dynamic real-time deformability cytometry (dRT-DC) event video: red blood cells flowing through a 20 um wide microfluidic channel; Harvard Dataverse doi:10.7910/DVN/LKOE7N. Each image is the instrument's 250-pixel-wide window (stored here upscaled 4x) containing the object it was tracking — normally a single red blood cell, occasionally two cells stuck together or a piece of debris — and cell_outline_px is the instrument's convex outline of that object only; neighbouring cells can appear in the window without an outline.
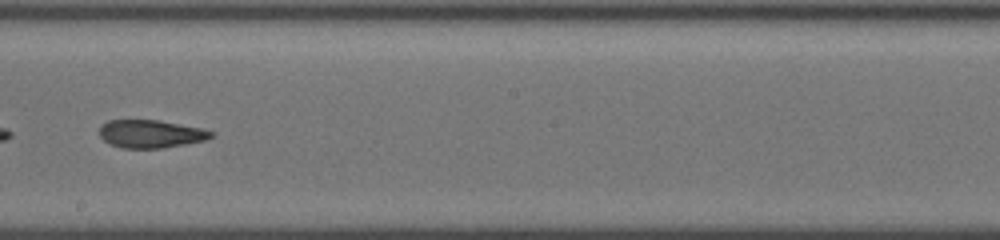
{"species": "common noctule bat (a hibernating species)", "species_latin": "Nyctalus noctula", "temperature_condition": "cold", "stored_images_in_passage": 38, "camera_frame_rate_fps": 3000, "um_per_image_px": 0.085, "animal": {"sex": "female", "body_mass_g": 19.5, "forearm_length_mm": 54.1}, "frame": {"image": 1, "passage_image": 17, "time_ms": 5.333, "image_size_px": [1000, 240], "cell_outline_px": [[216, 132], [212, 136], [204, 140], [164, 148], [120, 148], [108, 144], [100, 136], [100, 124], [108, 120], [160, 120], [204, 128]], "centroid_in_image_um": [12.81, 11.37], "position_along_channel_um": 235.4, "area_um2": 18.44}}
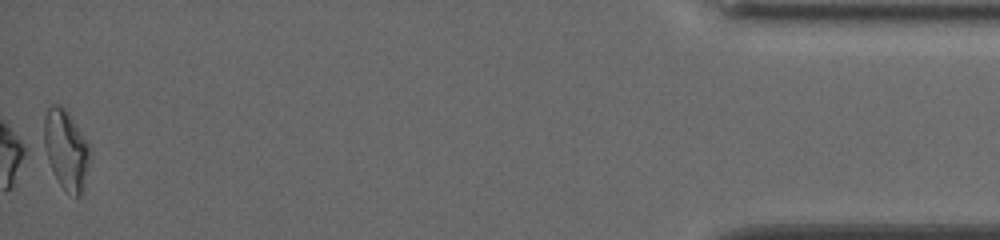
{"frame": {"image": 2, "passage_image": 38, "time_ms": 12.333, "image_size_px": [1000, 240], "cell_outline_px": [[92, 160], [80, 196], [76, 196], [64, 188], [60, 184], [40, 144], [44, 116], [48, 108], [52, 104], [56, 104], [64, 108], [68, 112], [88, 144], [92, 152]], "centroid_in_image_um": [5.59, 12.68], "position_along_channel_um": 429.6, "area_um2": 21.68}, "authors_computed_cell_mechanics": {"area_um2": 19.074, "velocity_mm_per_s": 3.8574, "shape_relaxation_time_tau1_ms": 5.2872, "shape_relaxation_time_tau2_ms": 1.7991, "deformation_change_tau1": 0.1593, "deformation_change_tau2": 0.0887}}